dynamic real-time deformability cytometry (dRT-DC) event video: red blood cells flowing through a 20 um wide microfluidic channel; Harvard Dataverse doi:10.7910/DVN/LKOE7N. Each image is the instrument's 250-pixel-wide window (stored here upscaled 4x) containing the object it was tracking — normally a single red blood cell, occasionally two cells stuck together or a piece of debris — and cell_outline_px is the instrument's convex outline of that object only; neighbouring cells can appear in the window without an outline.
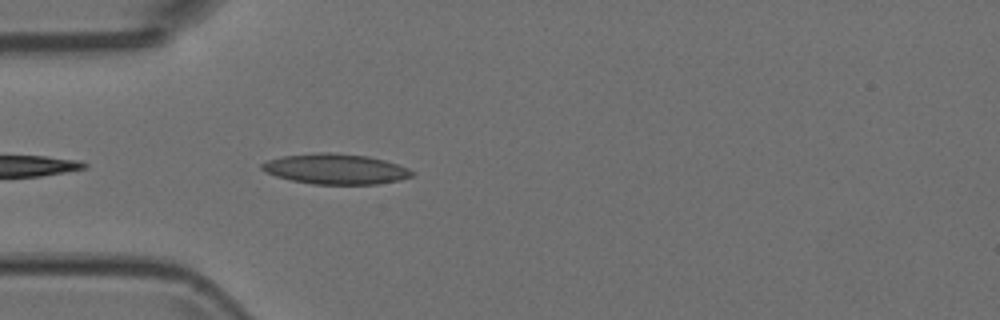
{"species": "Egyptian fruit bat (a non-hibernating species)", "species_latin": "Rousettus aegyptiacus", "temperature_condition": "room temperature", "stored_images_in_passage": 3, "camera_frame_rate_fps": 3000, "um_per_image_px": 0.085, "animal": {"sex": "female"}, "frame": {"image": 1, "passage_image": 3, "time_ms": 0.667, "image_size_px": [1000, 320], "cell_outline_px": [[416, 172], [412, 176], [400, 180], [376, 184], [312, 184], [292, 180], [276, 176], [264, 172], [260, 168], [260, 164], [268, 160], [284, 156], [320, 152], [328, 152], [368, 156], [384, 160], [408, 168]], "centroid_in_image_um": [28.52, 14.37], "position_along_channel_um": 56.5, "area_um2": 26.47}}